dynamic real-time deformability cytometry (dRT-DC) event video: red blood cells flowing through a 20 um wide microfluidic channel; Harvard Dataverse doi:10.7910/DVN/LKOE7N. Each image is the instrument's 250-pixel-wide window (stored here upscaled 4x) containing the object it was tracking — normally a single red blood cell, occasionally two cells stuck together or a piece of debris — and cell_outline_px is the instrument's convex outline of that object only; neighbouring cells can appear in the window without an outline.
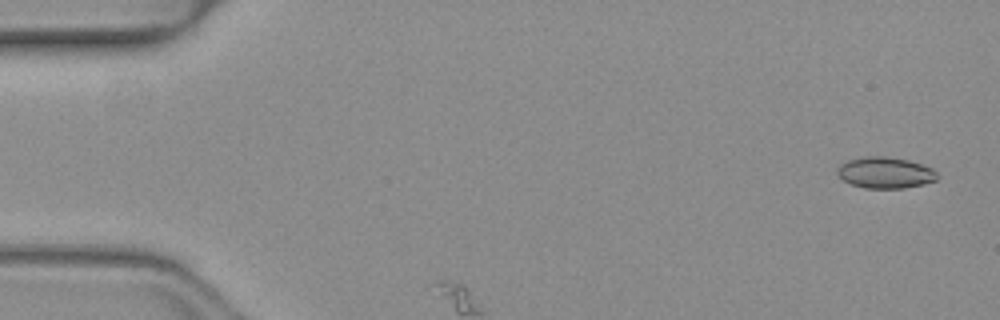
{"species": "common noctule bat (a hibernating species)", "species_latin": "Nyctalus noctula", "temperature_condition": "warm", "stored_images_in_passage": 13, "camera_frame_rate_fps": 3000, "um_per_image_px": 0.085, "animal": {"sex": "female", "body_mass_g": 19.3, "forearm_length_mm": 54.1}, "frame": {"image": 1, "passage_image": 2, "time_ms": 0.333, "image_size_px": [1000, 320], "cell_outline_px": [[936, 180], [924, 184], [904, 188], [864, 188], [852, 184], [844, 180], [836, 172], [836, 168], [840, 164], [848, 160], [864, 156], [884, 156], [908, 160], [932, 168], [936, 172]], "centroid_in_image_um": [75.22, 14.67], "position_along_channel_um": 9.8, "area_um2": 18.09}}